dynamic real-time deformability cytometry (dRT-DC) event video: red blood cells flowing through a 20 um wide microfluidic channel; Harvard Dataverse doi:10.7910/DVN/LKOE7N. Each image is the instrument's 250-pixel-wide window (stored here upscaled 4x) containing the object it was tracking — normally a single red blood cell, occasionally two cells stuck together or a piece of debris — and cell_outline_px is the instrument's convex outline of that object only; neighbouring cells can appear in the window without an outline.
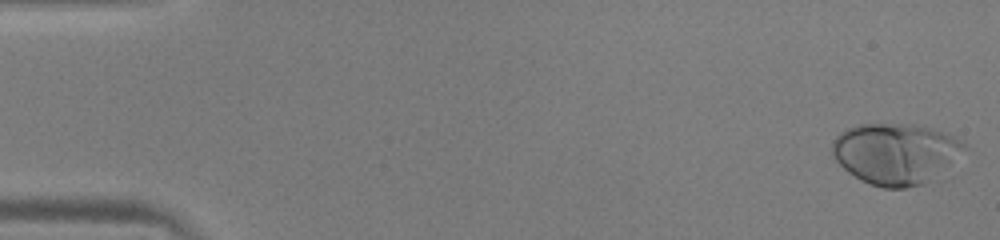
{"species": "human", "species_latin": "Homo sapiens", "temperature_condition": "warm", "stored_images_in_passage": 51, "camera_frame_rate_fps": 3000, "um_per_image_px": 0.085, "donor": {"sex": "male"}, "frame": {"image": 1, "passage_image": 1, "time_ms": 0.0, "image_size_px": [1000, 240], "cell_outline_px": [[968, 148], [924, 184], [904, 188], [884, 188], [860, 180], [848, 172], [836, 160], [832, 152], [832, 144], [836, 136], [840, 132], [848, 128], [860, 124], [924, 124], [952, 136], [960, 140]], "centroid_in_image_um": [76.1, 13.03], "position_along_channel_um": 8.9, "area_um2": 46.59}}
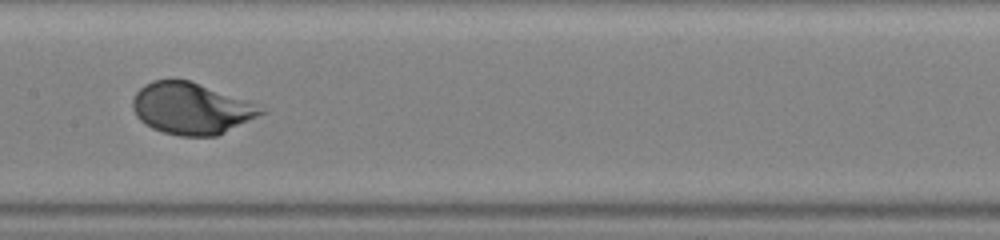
{"frame": {"image": 2, "passage_image": 26, "time_ms": 8.333, "image_size_px": [1000, 240], "cell_outline_px": [[268, 112], [216, 136], [180, 136], [164, 132], [152, 128], [140, 120], [136, 116], [132, 108], [132, 100], [136, 92], [144, 84], [152, 80], [188, 80], [248, 100]], "centroid_in_image_um": [16.24, 9.22], "position_along_channel_um": 191.2, "area_um2": 38.38}}
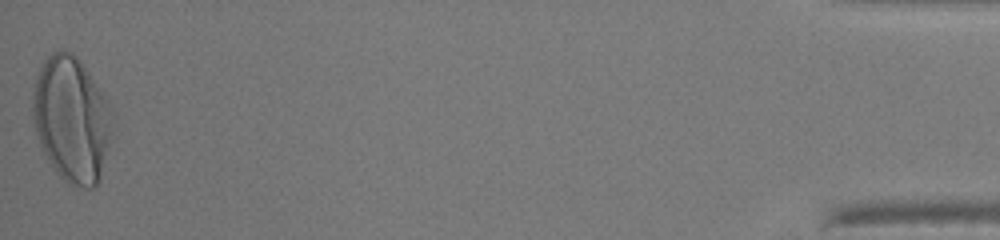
{"frame": {"image": 3, "passage_image": 51, "time_ms": 16.667, "image_size_px": [1000, 240], "cell_outline_px": [[116, 116], [112, 136], [100, 180], [92, 188], [84, 188], [72, 184], [64, 180], [60, 176], [44, 152], [40, 144], [36, 132], [32, 112], [32, 96], [36, 76], [44, 60], [52, 52], [60, 48], [72, 52], [80, 60], [104, 96]], "centroid_in_image_um": [6.12, 10.12], "position_along_channel_um": 429.1, "area_um2": 58.55}, "authors_computed_cell_mechanics": {"area_um2": 39.304, "velocity_mm_per_s": 3.9954, "shape_relaxation_time_tau1_ms": 2.3964, "shape_relaxation_time_tau2_ms": null, "deformation_change_tau1": 0.1899, "deformation_change_tau2": null}}